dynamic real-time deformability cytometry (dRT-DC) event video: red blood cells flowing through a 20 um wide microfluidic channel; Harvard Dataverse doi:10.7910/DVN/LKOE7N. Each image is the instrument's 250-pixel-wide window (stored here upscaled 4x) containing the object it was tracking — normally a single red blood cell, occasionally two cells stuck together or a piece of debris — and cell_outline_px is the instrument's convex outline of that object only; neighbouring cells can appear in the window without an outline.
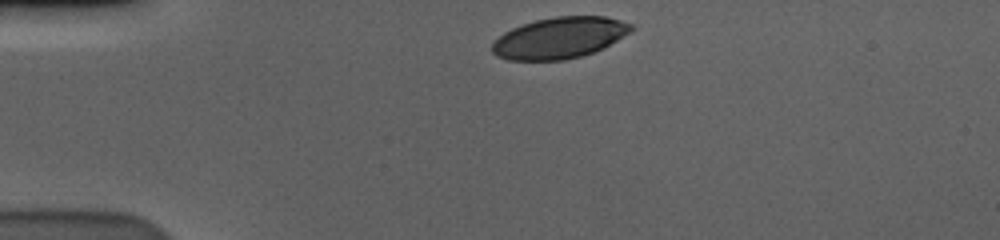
{"species": "human", "species_latin": "Homo sapiens", "temperature_condition": "cold", "stored_images_in_passage": 36, "camera_frame_rate_fps": 3000, "um_per_image_px": 0.085, "donor": {"sex": "male"}, "frame": {"image": 1, "passage_image": 1, "time_ms": 0.0, "image_size_px": [1000, 240], "cell_outline_px": [[636, 28], [604, 48], [580, 56], [564, 60], [508, 60], [496, 56], [492, 52], [492, 44], [504, 32], [512, 28], [536, 20], [556, 16], [604, 16], [620, 20], [632, 24]], "centroid_in_image_um": [47.57, 3.22], "position_along_channel_um": 37.4, "area_um2": 33.29}}
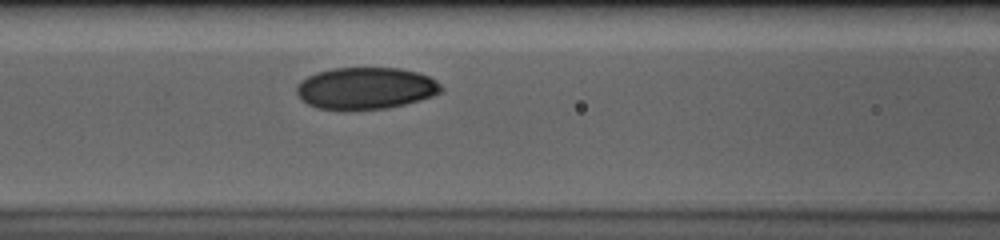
{"frame": {"image": 2, "passage_image": 13, "time_ms": 4.0, "image_size_px": [1000, 240], "cell_outline_px": [[444, 92], [420, 100], [388, 108], [344, 112], [316, 108], [308, 104], [296, 92], [296, 84], [300, 80], [316, 72], [332, 68], [400, 68], [416, 72], [428, 76], [436, 80], [444, 88]], "centroid_in_image_um": [31.07, 7.53], "position_along_channel_um": 135.5, "area_um2": 36.01}}
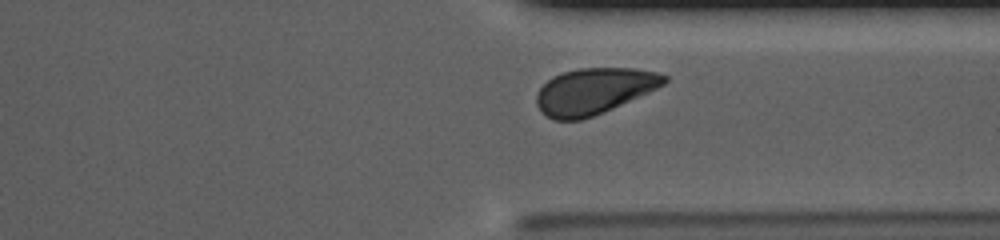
{"frame": {"image": 3, "passage_image": 32, "time_ms": 10.333, "image_size_px": [1000, 240], "cell_outline_px": [[668, 80], [664, 84], [648, 92], [612, 108], [592, 116], [580, 120], [552, 120], [536, 104], [536, 92], [552, 76], [564, 72], [580, 68], [636, 68], [656, 72], [668, 76]], "centroid_in_image_um": [50.47, 7.73], "position_along_channel_um": 360.9, "area_um2": 33.93}, "authors_computed_cell_mechanics": {"area_um2": 35.258, "velocity_mm_per_s": 3.5581, "shape_relaxation_time_tau1_ms": 10.2465, "shape_relaxation_time_tau2_ms": 7.4898, "deformation_change_tau1": 0.2566, "deformation_change_tau2": 0.0929}}